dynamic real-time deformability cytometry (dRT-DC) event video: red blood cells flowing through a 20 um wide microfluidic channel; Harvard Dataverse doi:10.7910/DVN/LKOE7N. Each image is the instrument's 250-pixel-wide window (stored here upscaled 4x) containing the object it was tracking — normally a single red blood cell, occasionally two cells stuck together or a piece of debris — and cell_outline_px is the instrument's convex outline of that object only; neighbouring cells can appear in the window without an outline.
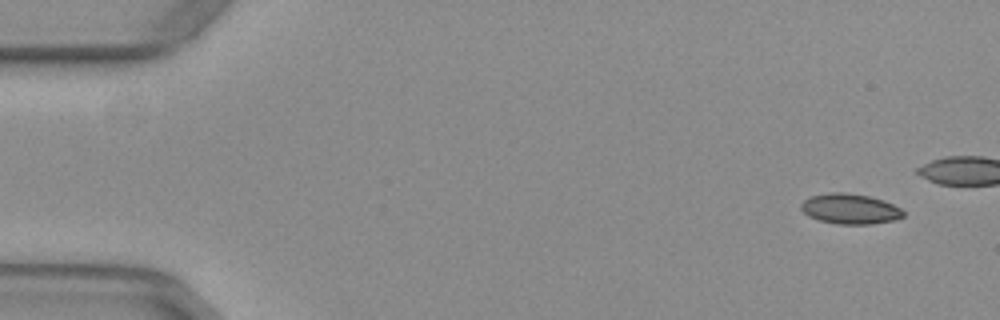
{"species": "common noctule bat (a hibernating species)", "species_latin": "Nyctalus noctula", "temperature_condition": "warm", "stored_images_in_passage": 15, "camera_frame_rate_fps": 3000, "um_per_image_px": 0.085, "animal": {"sex": "female", "body_mass_g": 29.2, "forearm_length_mm": 56.3}, "frame": {"image": 1, "passage_image": 3, "time_ms": 0.667, "image_size_px": [1000, 320], "cell_outline_px": [[904, 216], [896, 220], [872, 224], [836, 224], [820, 220], [808, 216], [800, 208], [800, 204], [804, 200], [812, 196], [832, 192], [844, 192], [868, 196], [884, 200], [900, 208], [904, 212]], "centroid_in_image_um": [72.27, 17.76], "position_along_channel_um": 12.7, "area_um2": 18.03}}